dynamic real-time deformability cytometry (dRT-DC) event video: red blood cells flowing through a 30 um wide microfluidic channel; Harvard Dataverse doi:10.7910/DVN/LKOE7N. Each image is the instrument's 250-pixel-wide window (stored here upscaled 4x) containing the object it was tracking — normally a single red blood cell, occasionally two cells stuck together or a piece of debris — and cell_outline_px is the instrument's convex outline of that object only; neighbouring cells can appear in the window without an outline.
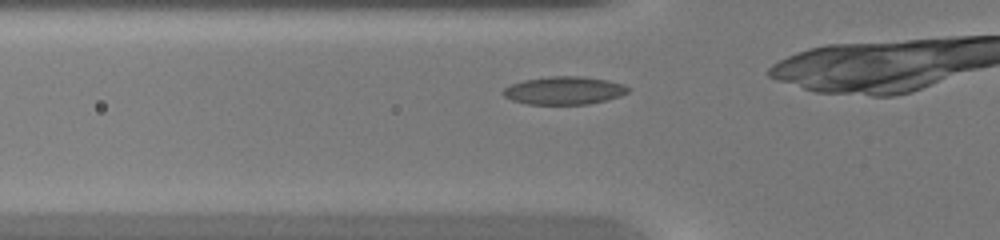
{"species": "common noctule bat (a hibernating species)", "species_latin": "Nyctalus noctula", "temperature_condition": "warm", "stored_images_in_passage": 27, "camera_frame_rate_fps": 3000, "um_per_image_px": 0.085, "animal": {"sex": "female", "body_mass_g": 20.0, "forearm_length_mm": 54.0}, "frame": {"image": 1, "passage_image": 4, "time_ms": 1.0, "image_size_px": [1000, 240], "cell_outline_px": [[632, 88], [628, 92], [620, 96], [588, 104], [528, 104], [512, 100], [504, 96], [500, 92], [504, 88], [512, 84], [524, 80], [552, 76], [580, 76], [608, 80], [624, 84]], "centroid_in_image_um": [47.96, 7.69], "position_along_channel_um": 77.8, "area_um2": 20.35}}
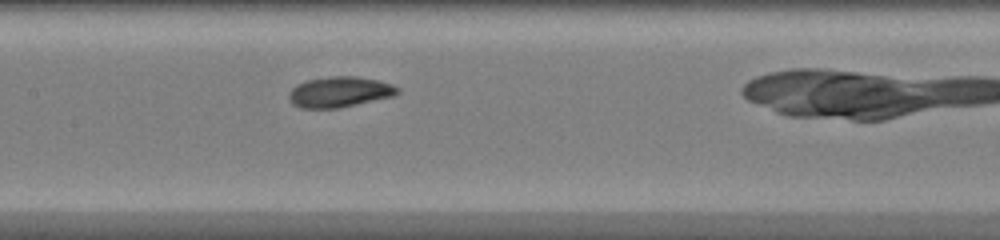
{"frame": {"image": 2, "passage_image": 11, "time_ms": 3.333, "image_size_px": [1000, 240], "cell_outline_px": [[400, 92], [396, 96], [340, 108], [300, 108], [292, 104], [288, 100], [288, 92], [296, 84], [308, 80], [332, 76], [356, 76], [376, 80], [392, 84], [400, 88]], "centroid_in_image_um": [28.87, 7.83], "position_along_channel_um": 178.5, "area_um2": 19.65}}
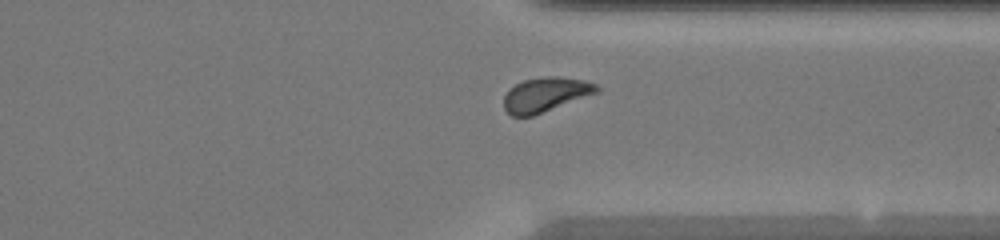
{"frame": {"image": 3, "passage_image": 24, "time_ms": 7.667, "image_size_px": [1000, 240], "cell_outline_px": [[600, 92], [532, 116], [512, 116], [504, 108], [504, 96], [508, 88], [524, 80], [548, 76], [556, 76], [584, 80], [596, 84], [600, 88]], "centroid_in_image_um": [46.38, 8.03], "position_along_channel_um": 365.0, "area_um2": 18.67}}